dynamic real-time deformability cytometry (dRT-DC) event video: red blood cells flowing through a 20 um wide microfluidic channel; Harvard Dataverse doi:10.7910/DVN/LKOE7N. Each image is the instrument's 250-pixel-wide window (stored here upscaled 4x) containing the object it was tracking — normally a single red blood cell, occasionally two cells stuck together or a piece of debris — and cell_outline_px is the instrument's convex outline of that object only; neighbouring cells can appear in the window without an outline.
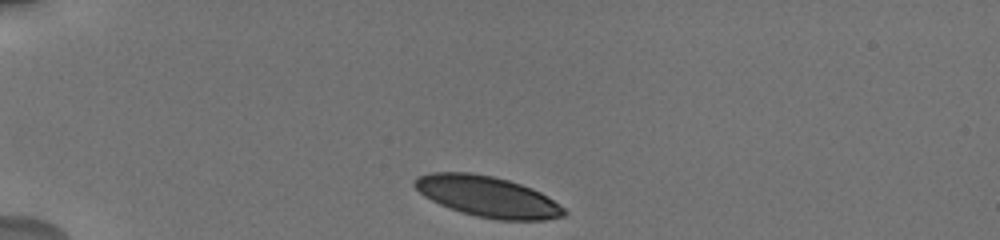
{"species": "human", "species_latin": "Homo sapiens", "temperature_condition": "cold", "stored_images_in_passage": 23, "camera_frame_rate_fps": 3000, "um_per_image_px": 0.085, "donor": {"sex": "male"}, "frame": {"image": 1, "passage_image": 1, "time_ms": 0.0, "image_size_px": [1000, 240], "cell_outline_px": [[568, 212], [564, 216], [544, 220], [500, 220], [476, 216], [460, 212], [440, 204], [424, 196], [412, 184], [412, 180], [416, 176], [428, 172], [472, 172], [492, 176], [508, 180], [532, 188], [548, 196], [564, 208]], "centroid_in_image_um": [41.42, 16.7], "position_along_channel_um": 43.6, "area_um2": 35.66}}
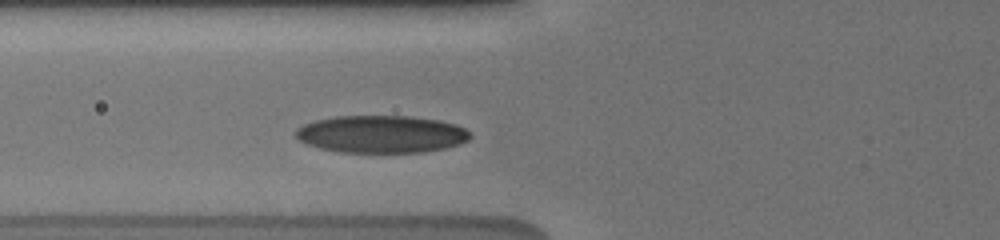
{"frame": {"image": 2, "passage_image": 11, "time_ms": 2.667, "image_size_px": [1000, 240], "cell_outline_px": [[472, 136], [468, 140], [460, 144], [444, 148], [424, 152], [340, 152], [320, 148], [296, 140], [296, 128], [312, 120], [336, 116], [408, 116], [440, 120], [456, 124], [472, 132]], "centroid_in_image_um": [32.42, 11.39], "position_along_channel_um": 93.4, "area_um2": 38.32}}
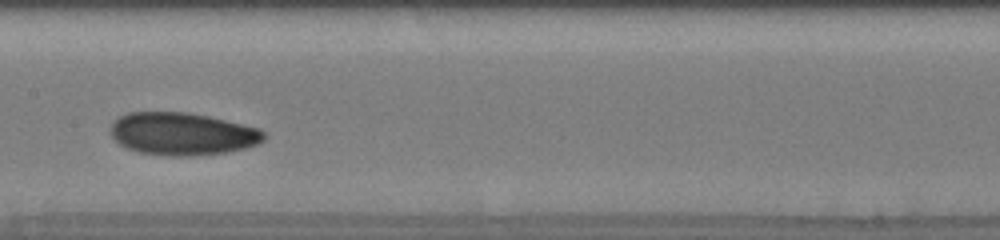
{"frame": {"image": 3, "passage_image": 22, "time_ms": 5.333, "image_size_px": [1000, 240], "cell_outline_px": [[268, 136], [264, 140], [248, 148], [224, 152], [192, 156], [172, 156], [140, 152], [128, 148], [120, 144], [112, 136], [112, 124], [120, 116], [128, 112], [188, 112], [208, 116], [260, 128]], "centroid_in_image_um": [15.55, 11.37], "position_along_channel_um": 191.9, "area_um2": 37.92}}